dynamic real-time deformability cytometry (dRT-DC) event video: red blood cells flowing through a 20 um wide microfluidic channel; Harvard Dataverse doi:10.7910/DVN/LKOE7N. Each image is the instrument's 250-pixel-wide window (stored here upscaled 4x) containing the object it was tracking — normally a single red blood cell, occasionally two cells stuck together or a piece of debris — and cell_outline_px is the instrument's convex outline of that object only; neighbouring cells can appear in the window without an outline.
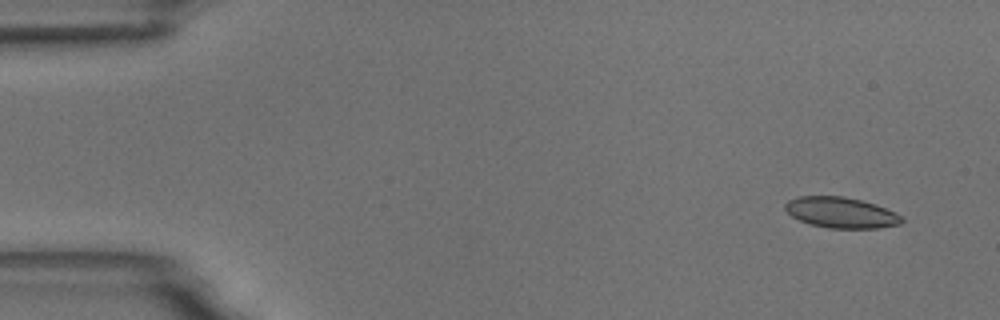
{"species": "common noctule bat (a hibernating species)", "species_latin": "Nyctalus noctula", "temperature_condition": "room temperature", "stored_images_in_passage": 5, "camera_frame_rate_fps": 3000, "um_per_image_px": 0.085, "animal": {"sex": "male", "body_mass_g": 18.8}, "frame": {"image": 1, "passage_image": 1, "time_ms": 0.0, "image_size_px": [1000, 320], "cell_outline_px": [[904, 220], [900, 224], [880, 228], [828, 228], [808, 224], [792, 216], [784, 208], [784, 204], [788, 200], [796, 196], [844, 196], [876, 204], [896, 212], [904, 216]], "centroid_in_image_um": [71.5, 18.07], "position_along_channel_um": 13.5, "area_um2": 21.15}}
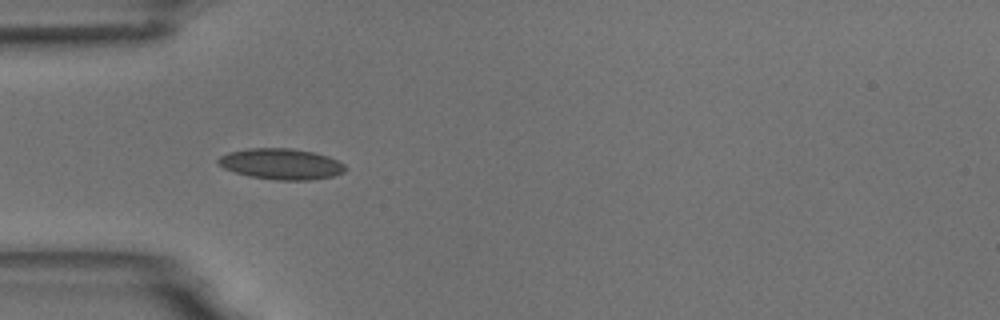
{"frame": {"image": 2, "passage_image": 4, "time_ms": 4.333, "image_size_px": [1000, 320], "cell_outline_px": [[348, 168], [344, 172], [332, 176], [308, 180], [276, 180], [248, 176], [224, 168], [216, 164], [216, 160], [220, 156], [228, 152], [248, 148], [292, 148], [312, 152], [328, 156], [344, 164]], "centroid_in_image_um": [23.87, 13.93], "position_along_channel_um": 61.1, "area_um2": 22.95}}